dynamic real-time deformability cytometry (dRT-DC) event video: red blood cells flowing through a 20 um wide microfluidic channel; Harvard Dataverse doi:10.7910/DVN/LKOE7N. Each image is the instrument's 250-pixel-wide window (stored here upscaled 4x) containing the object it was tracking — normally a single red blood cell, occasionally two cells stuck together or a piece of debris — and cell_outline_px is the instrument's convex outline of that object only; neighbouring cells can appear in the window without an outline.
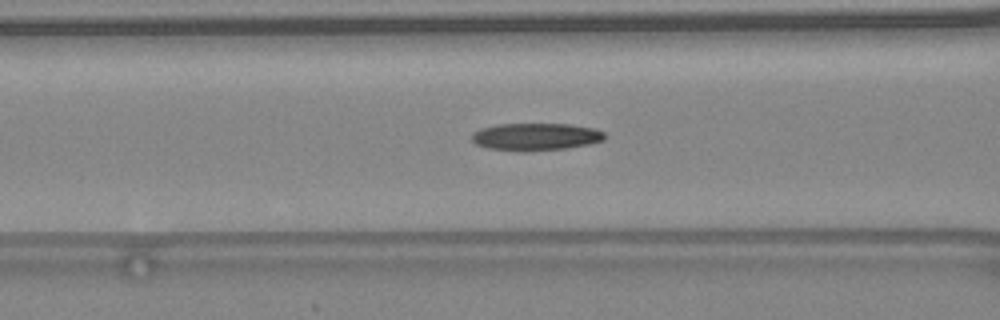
{"species": "common noctule bat (a hibernating species)", "species_latin": "Nyctalus noctula", "temperature_condition": "warm", "stored_images_in_passage": 48, "camera_frame_rate_fps": 3000, "um_per_image_px": 0.085, "animal": {"sex": "female", "body_mass_g": 24.6, "forearm_length_mm": 56.2}, "frame": {"image": 1, "passage_image": 21, "time_ms": 6.667, "image_size_px": [1000, 320], "cell_outline_px": [[604, 140], [588, 144], [568, 148], [524, 152], [520, 152], [488, 148], [476, 144], [472, 140], [472, 132], [480, 128], [496, 124], [568, 124], [596, 128], [604, 132]], "centroid_in_image_um": [45.51, 11.63], "position_along_channel_um": 121.1, "area_um2": 21.44}}